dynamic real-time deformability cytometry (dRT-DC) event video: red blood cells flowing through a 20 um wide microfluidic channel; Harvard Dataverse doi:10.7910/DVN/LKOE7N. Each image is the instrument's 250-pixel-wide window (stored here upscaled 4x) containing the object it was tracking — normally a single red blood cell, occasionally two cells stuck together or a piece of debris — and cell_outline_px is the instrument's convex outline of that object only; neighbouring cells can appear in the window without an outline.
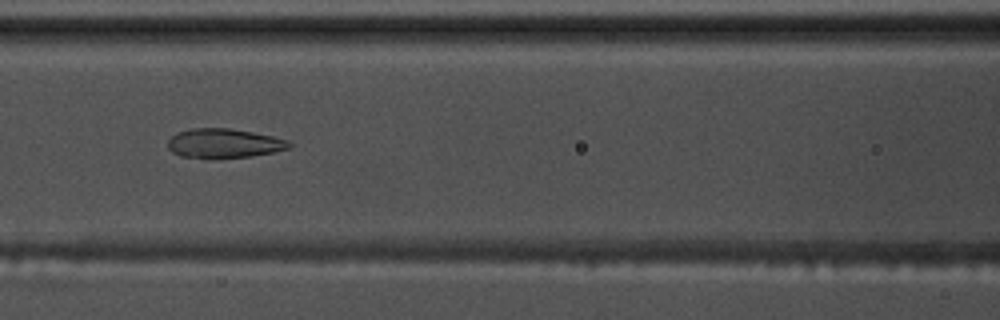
{"species": "common noctule bat (a hibernating species)", "species_latin": "Nyctalus noctula", "temperature_condition": "warm", "stored_images_in_passage": 45, "camera_frame_rate_fps": 3000, "um_per_image_px": 0.085, "animal": {"sex": "male", "body_mass_g": 17.5, "forearm_length_mm": 52.3}, "frame": {"image": 1, "passage_image": 13, "time_ms": 4.0, "image_size_px": [1000, 320], "cell_outline_px": [[292, 148], [252, 156], [212, 160], [180, 156], [172, 152], [168, 148], [168, 140], [176, 132], [192, 128], [228, 128], [252, 132], [272, 136], [288, 140], [292, 144]], "centroid_in_image_um": [19.02, 12.21], "position_along_channel_um": 147.6, "area_um2": 21.21}}
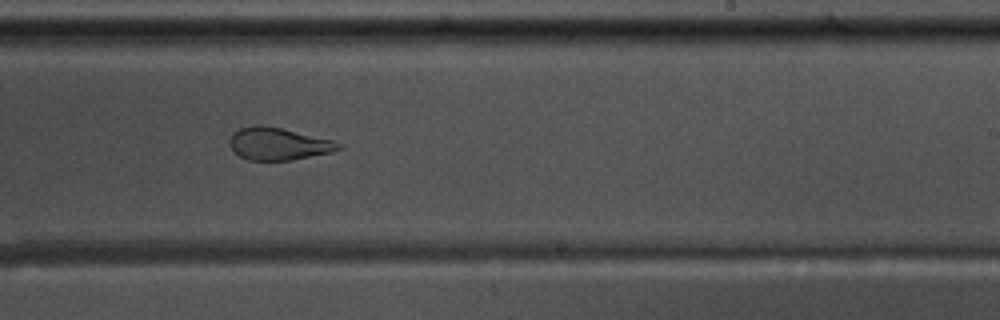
{"frame": {"image": 2, "passage_image": 23, "time_ms": 7.333, "image_size_px": [1000, 320], "cell_outline_px": [[344, 148], [332, 152], [292, 160], [248, 160], [232, 152], [228, 144], [228, 140], [232, 132], [240, 128], [256, 124], [260, 124], [280, 128], [332, 140], [344, 144]], "centroid_in_image_um": [23.63, 12.23], "position_along_channel_um": 265.4, "area_um2": 20.81}}
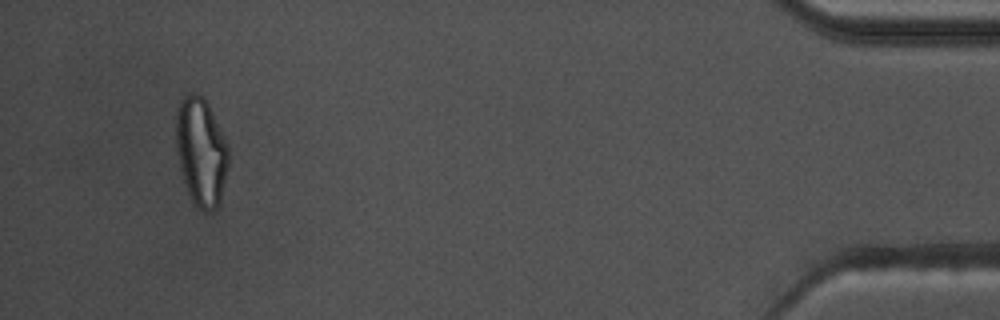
{"frame": {"image": 3, "passage_image": 42, "time_ms": 13.667, "image_size_px": [1000, 320], "cell_outline_px": [[228, 168], [220, 204], [212, 212], [204, 212], [196, 208], [188, 192], [180, 168], [176, 148], [176, 112], [180, 100], [184, 96], [192, 92], [196, 92], [204, 96], [228, 144]], "centroid_in_image_um": [17.1, 12.91], "position_along_channel_um": 418.1, "area_um2": 33.47}, "authors_computed_cell_mechanics": {"area_um2": 22.3686, "velocity_mm_per_s": 3.5461, "shape_relaxation_time_tau1_ms": null, "shape_relaxation_time_tau2_ms": 1.6729, "deformation_change_tau1": null, "deformation_change_tau2": 0.084}}